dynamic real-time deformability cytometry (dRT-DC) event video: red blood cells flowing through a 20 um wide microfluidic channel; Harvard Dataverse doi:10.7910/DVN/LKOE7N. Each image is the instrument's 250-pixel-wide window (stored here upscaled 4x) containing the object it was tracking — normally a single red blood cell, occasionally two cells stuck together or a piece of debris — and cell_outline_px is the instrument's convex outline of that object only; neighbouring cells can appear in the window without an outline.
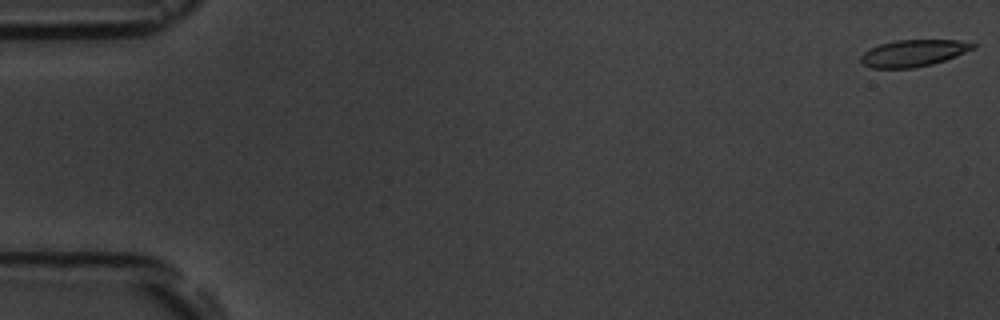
{"species": "common noctule bat (a hibernating species)", "species_latin": "Nyctalus noctula", "temperature_condition": "room temperature", "stored_images_in_passage": 10, "camera_frame_rate_fps": 3000, "um_per_image_px": 0.085, "animal": {"sex": "male", "body_mass_g": 19.5, "forearm_length_mm": 54.6}, "frame": {"image": 1, "passage_image": 1, "time_ms": 0.0, "image_size_px": [1000, 320], "cell_outline_px": [[976, 48], [956, 56], [932, 64], [912, 68], [872, 68], [864, 64], [860, 60], [860, 56], [864, 52], [880, 44], [896, 40], [960, 40], [976, 44]], "centroid_in_image_um": [77.66, 4.51], "position_along_channel_um": 7.3, "area_um2": 17.4}}
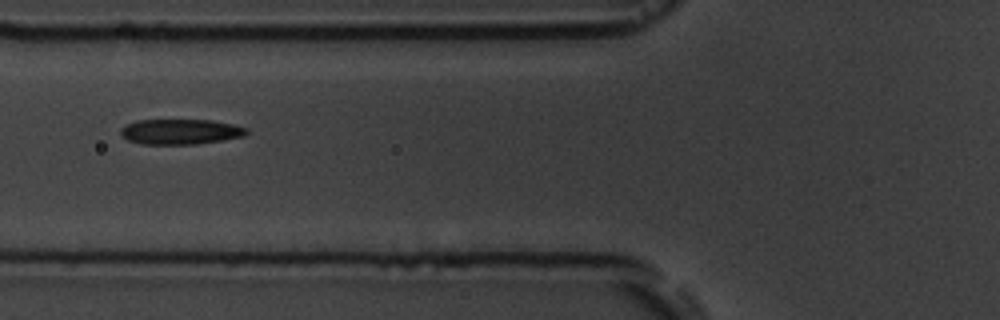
{"frame": {"image": 2, "passage_image": 7, "time_ms": 7.0, "image_size_px": [1000, 320], "cell_outline_px": [[248, 132], [244, 136], [196, 144], [144, 144], [128, 140], [120, 132], [120, 128], [124, 124], [136, 120], [212, 120], [232, 124], [248, 128]], "centroid_in_image_um": [15.32, 11.18], "position_along_channel_um": 110.5, "area_um2": 18.5}}
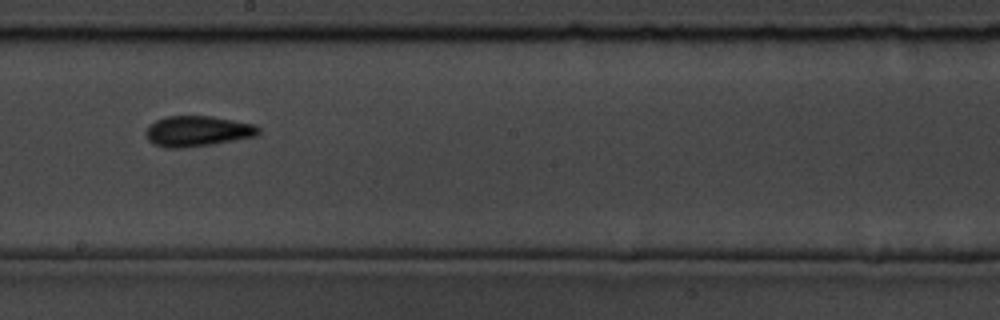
{"frame": {"image": 3, "passage_image": 10, "time_ms": 10.333, "image_size_px": [1000, 320], "cell_outline_px": [[260, 132], [256, 136], [212, 144], [180, 148], [168, 148], [156, 144], [148, 140], [144, 132], [156, 120], [168, 116], [212, 116], [252, 124], [260, 128]], "centroid_in_image_um": [16.79, 11.15], "position_along_channel_um": 231.4, "area_um2": 19.77}}